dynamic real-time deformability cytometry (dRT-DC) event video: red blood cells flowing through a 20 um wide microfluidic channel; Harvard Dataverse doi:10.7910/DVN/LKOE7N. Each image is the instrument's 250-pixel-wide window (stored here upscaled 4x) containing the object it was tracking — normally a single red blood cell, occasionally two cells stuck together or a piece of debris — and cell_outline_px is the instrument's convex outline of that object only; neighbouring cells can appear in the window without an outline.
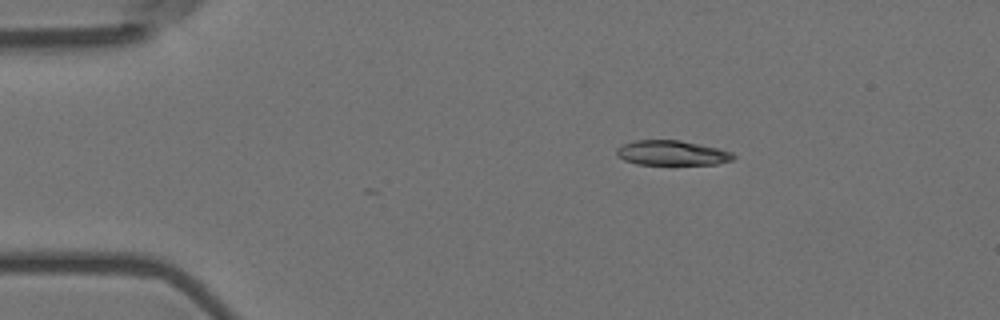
{"species": "Egyptian fruit bat (a non-hibernating species)", "species_latin": "Rousettus aegyptiacus", "temperature_condition": "room temperature", "stored_images_in_passage": 4, "camera_frame_rate_fps": 3000, "um_per_image_px": 0.085, "animal": {"sex": "female"}, "frame": {"image": 1, "passage_image": 2, "time_ms": 0.333, "image_size_px": [1000, 320], "cell_outline_px": [[736, 156], [732, 160], [716, 164], [636, 164], [624, 160], [616, 152], [616, 148], [624, 144], [636, 140], [680, 140], [716, 148], [732, 152]], "centroid_in_image_um": [57.11, 13.0], "position_along_channel_um": 27.9, "area_um2": 16.65}}
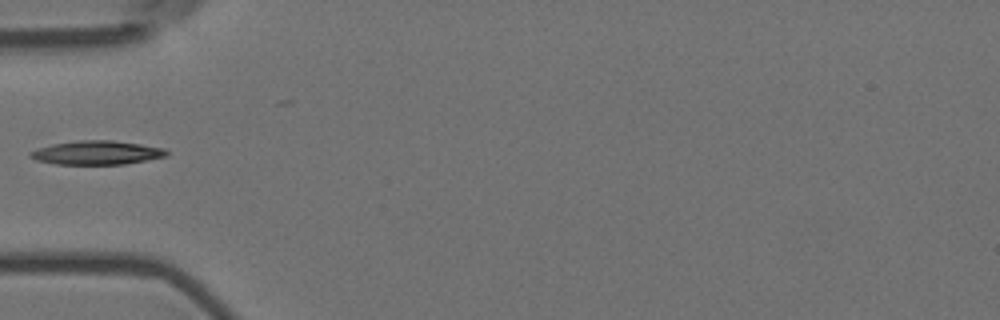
{"frame": {"image": 2, "passage_image": 4, "time_ms": 1.0, "image_size_px": [1000, 320], "cell_outline_px": [[168, 156], [124, 164], [56, 164], [36, 160], [28, 156], [28, 152], [52, 144], [80, 140], [112, 140], [140, 144], [164, 148], [168, 152]], "centroid_in_image_um": [8.22, 12.98], "position_along_channel_um": 76.8, "area_um2": 18.84}}